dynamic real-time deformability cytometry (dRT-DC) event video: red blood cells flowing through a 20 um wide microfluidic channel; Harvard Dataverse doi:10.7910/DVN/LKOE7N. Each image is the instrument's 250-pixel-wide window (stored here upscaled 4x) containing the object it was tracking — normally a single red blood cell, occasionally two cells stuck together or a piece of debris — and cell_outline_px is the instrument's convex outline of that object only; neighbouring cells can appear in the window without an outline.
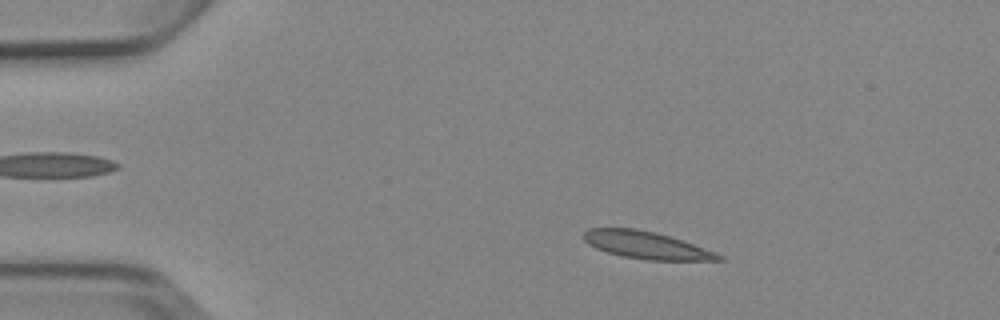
{"species": "Egyptian fruit bat (a non-hibernating species)", "species_latin": "Rousettus aegyptiacus", "temperature_condition": "cold", "stored_images_in_passage": 4, "camera_frame_rate_fps": 3000, "um_per_image_px": 0.085, "animal": {"sex": "female"}, "frame": {"image": 1, "passage_image": 2, "time_ms": 1.0, "image_size_px": [1000, 320], "cell_outline_px": [[724, 260], [648, 260], [624, 256], [608, 252], [596, 248], [588, 244], [584, 240], [584, 232], [588, 228], [636, 228], [656, 232], [716, 252], [724, 256]], "centroid_in_image_um": [54.93, 20.83], "position_along_channel_um": 30.1, "area_um2": 21.21}}
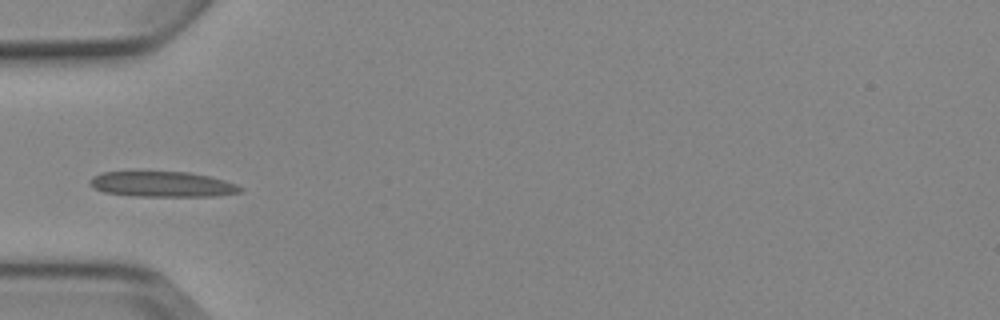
{"frame": {"image": 2, "passage_image": 4, "time_ms": 3.667, "image_size_px": [1000, 320], "cell_outline_px": [[244, 192], [212, 196], [136, 196], [104, 192], [92, 188], [88, 180], [92, 176], [100, 172], [188, 172], [208, 176], [224, 180], [236, 184], [244, 188]], "centroid_in_image_um": [13.79, 15.66], "position_along_channel_um": 71.2, "area_um2": 22.31}}